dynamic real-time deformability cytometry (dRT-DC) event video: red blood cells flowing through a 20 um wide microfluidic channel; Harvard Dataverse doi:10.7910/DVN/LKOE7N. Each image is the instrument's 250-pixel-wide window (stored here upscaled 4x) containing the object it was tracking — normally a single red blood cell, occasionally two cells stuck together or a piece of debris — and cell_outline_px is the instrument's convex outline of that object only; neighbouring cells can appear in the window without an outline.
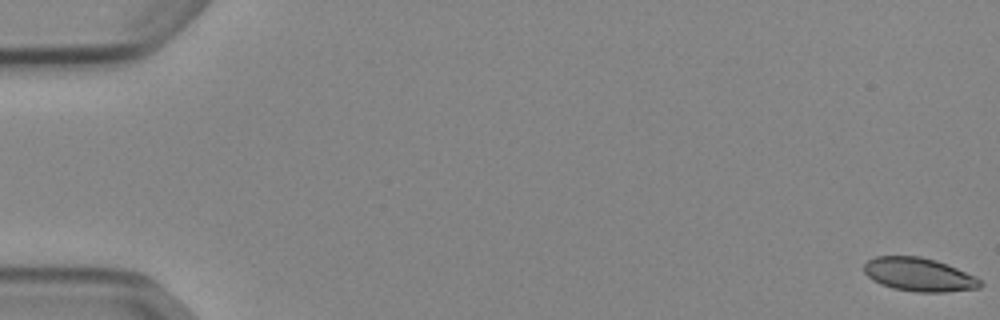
{"species": "Egyptian fruit bat (a non-hibernating species)", "species_latin": "Rousettus aegyptiacus", "temperature_condition": "cold", "stored_images_in_passage": 53, "camera_frame_rate_fps": 3000, "um_per_image_px": 0.085, "animal": {"sex": "female"}, "frame": {"image": 1, "passage_image": 1, "time_ms": 0.0, "image_size_px": [1000, 320], "cell_outline_px": [[984, 284], [980, 288], [944, 292], [916, 292], [892, 288], [880, 284], [872, 280], [864, 272], [864, 264], [868, 260], [876, 256], [920, 256], [936, 260], [948, 264], [976, 276]], "centroid_in_image_um": [78.13, 23.34], "position_along_channel_um": 6.9, "area_um2": 22.89}}
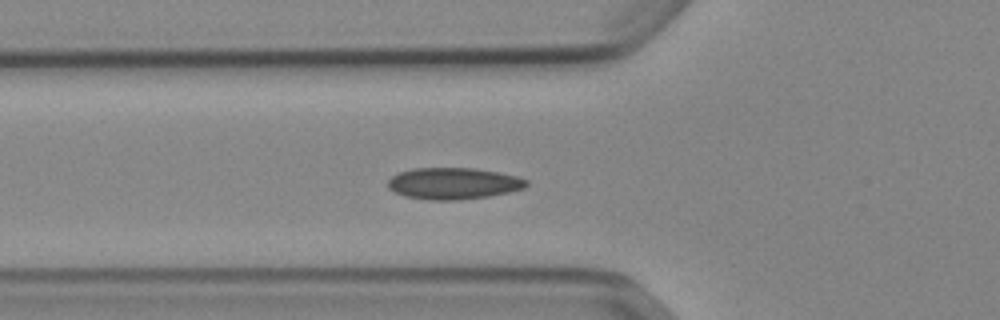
{"frame": {"image": 2, "passage_image": 20, "time_ms": 6.333, "image_size_px": [1000, 320], "cell_outline_px": [[528, 184], [524, 188], [508, 192], [488, 196], [456, 200], [432, 200], [404, 196], [388, 188], [388, 180], [392, 176], [400, 172], [412, 168], [476, 168], [500, 172], [520, 176], [528, 180]], "centroid_in_image_um": [38.57, 15.58], "position_along_channel_um": 87.2, "area_um2": 25.55}}
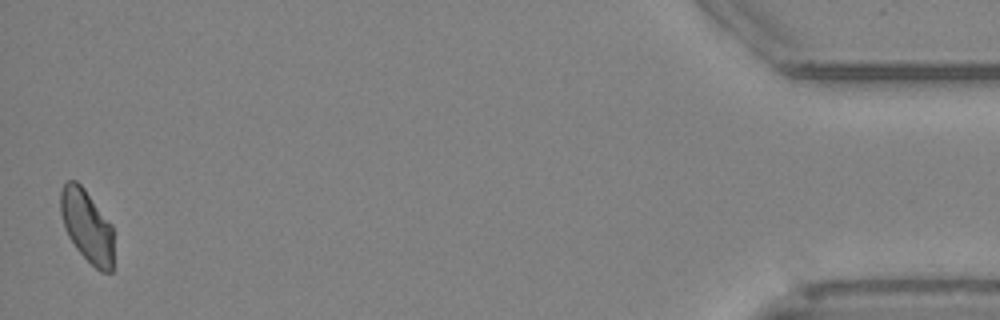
{"frame": {"image": 3, "passage_image": 53, "time_ms": 17.333, "image_size_px": [1000, 320], "cell_outline_px": [[112, 272], [100, 272], [76, 248], [68, 236], [60, 212], [60, 192], [64, 184], [68, 180], [76, 180], [84, 188], [112, 224]], "centroid_in_image_um": [7.38, 19.18], "position_along_channel_um": 427.8, "area_um2": 22.2}, "authors_computed_cell_mechanics": {"area_um2": 23.5824, "velocity_mm_per_s": 3.8627, "shape_relaxation_time_tau1_ms": null, "shape_relaxation_time_tau2_ms": 4.6772, "deformation_change_tau1": null, "deformation_change_tau2": 0.077}}